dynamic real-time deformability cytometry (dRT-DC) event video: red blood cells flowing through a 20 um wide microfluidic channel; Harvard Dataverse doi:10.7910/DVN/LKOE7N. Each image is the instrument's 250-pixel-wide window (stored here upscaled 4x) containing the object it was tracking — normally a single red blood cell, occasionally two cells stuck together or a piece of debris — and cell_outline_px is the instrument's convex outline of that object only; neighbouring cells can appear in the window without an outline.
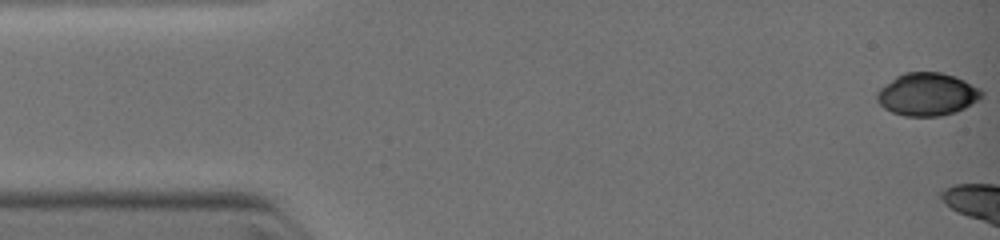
{"species": "common noctule bat (a hibernating species)", "species_latin": "Nyctalus noctula", "temperature_condition": "warm", "stored_images_in_passage": 5, "camera_frame_rate_fps": 3000, "um_per_image_px": 0.085, "animal": {"sex": "female", "body_mass_g": 19.0, "forearm_length_mm": 51.5}, "frame": {"image": 1, "passage_image": 1, "time_ms": 0.0, "image_size_px": [1000, 240], "cell_outline_px": [[984, 96], [980, 100], [956, 112], [940, 116], [904, 116], [892, 112], [884, 108], [876, 100], [876, 92], [880, 88], [896, 76], [904, 72], [940, 72], [956, 76], [980, 88], [984, 92]], "centroid_in_image_um": [78.83, 8.01], "position_along_channel_um": 6.2, "area_um2": 26.36}}